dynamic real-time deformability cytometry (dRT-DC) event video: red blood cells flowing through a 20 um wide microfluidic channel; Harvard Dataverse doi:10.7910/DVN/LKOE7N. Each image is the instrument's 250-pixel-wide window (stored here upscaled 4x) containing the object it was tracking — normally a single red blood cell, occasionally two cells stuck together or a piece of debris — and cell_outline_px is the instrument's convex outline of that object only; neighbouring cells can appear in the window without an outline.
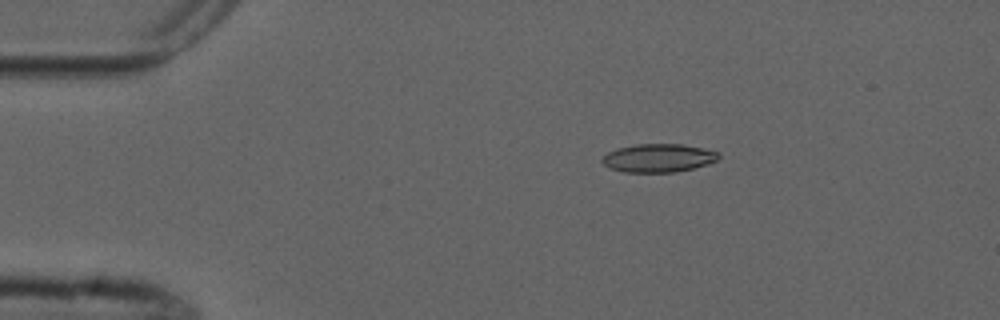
{"species": "common noctule bat (a hibernating species)", "species_latin": "Nyctalus noctula", "temperature_condition": "cold", "stored_images_in_passage": 6, "camera_frame_rate_fps": 3000, "um_per_image_px": 0.085, "animal": {"sex": "male", "forearm_length_mm": 52.5}, "frame": {"image": 1, "passage_image": 3, "time_ms": 2.333, "image_size_px": [1000, 320], "cell_outline_px": [[720, 156], [716, 160], [708, 164], [676, 172], [624, 172], [608, 168], [600, 160], [608, 152], [616, 148], [636, 144], [684, 144], [704, 148], [720, 152]], "centroid_in_image_um": [55.96, 13.42], "position_along_channel_um": 29.0, "area_um2": 19.36}}
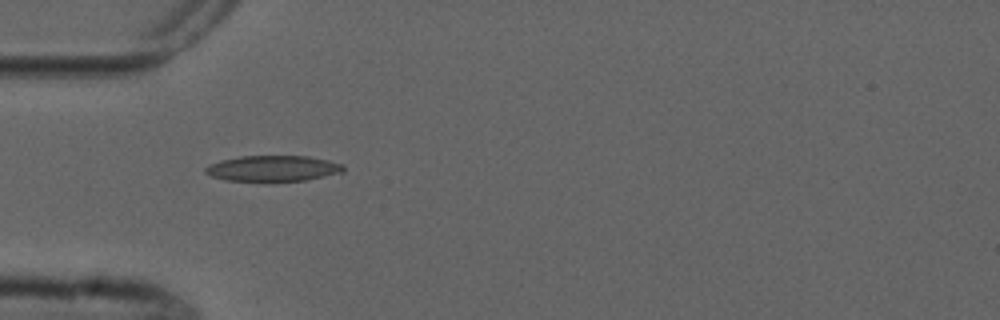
{"frame": {"image": 2, "passage_image": 5, "time_ms": 4.667, "image_size_px": [1000, 320], "cell_outline_px": [[344, 172], [304, 180], [224, 180], [212, 176], [204, 172], [204, 168], [220, 160], [240, 156], [308, 156], [328, 160], [344, 164]], "centroid_in_image_um": [23.22, 14.3], "position_along_channel_um": 61.8, "area_um2": 20.4}}